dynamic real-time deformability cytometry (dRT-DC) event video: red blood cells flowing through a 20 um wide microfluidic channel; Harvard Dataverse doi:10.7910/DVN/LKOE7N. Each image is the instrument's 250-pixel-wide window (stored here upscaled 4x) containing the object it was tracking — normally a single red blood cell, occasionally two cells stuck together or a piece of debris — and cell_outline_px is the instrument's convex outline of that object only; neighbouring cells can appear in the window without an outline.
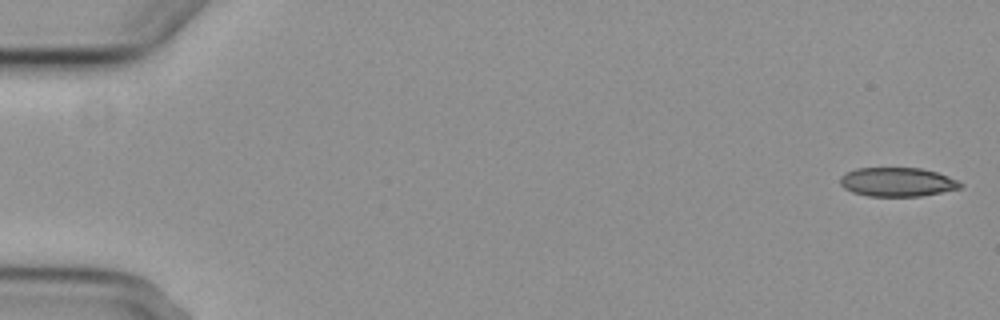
{"species": "common noctule bat (a hibernating species)", "species_latin": "Nyctalus noctula", "temperature_condition": "cold", "stored_images_in_passage": 10, "camera_frame_rate_fps": 3000, "um_per_image_px": 0.085, "animal": {"sex": "female", "body_mass_g": 29.2, "forearm_length_mm": 56.3}, "frame": {"image": 1, "passage_image": 1, "time_ms": 0.0, "image_size_px": [1000, 320], "cell_outline_px": [[964, 184], [960, 188], [920, 196], [868, 196], [852, 192], [844, 188], [840, 184], [840, 176], [856, 168], [920, 168], [936, 172], [960, 180]], "centroid_in_image_um": [76.28, 15.47], "position_along_channel_um": 8.7, "area_um2": 20.29}}
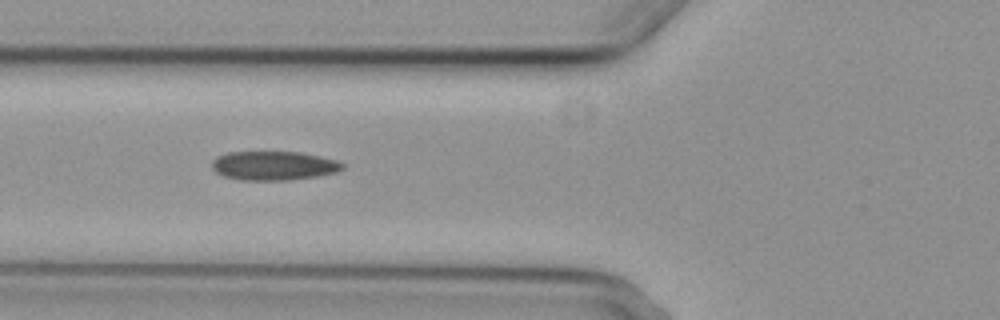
{"frame": {"image": 2, "passage_image": 6, "time_ms": 6.667, "image_size_px": [1000, 320], "cell_outline_px": [[344, 168], [336, 172], [320, 176], [288, 180], [240, 180], [224, 176], [216, 172], [212, 168], [212, 160], [216, 156], [228, 152], [300, 152], [320, 156], [336, 160], [344, 164]], "centroid_in_image_um": [23.26, 14.08], "position_along_channel_um": 102.5, "area_um2": 22.2}}
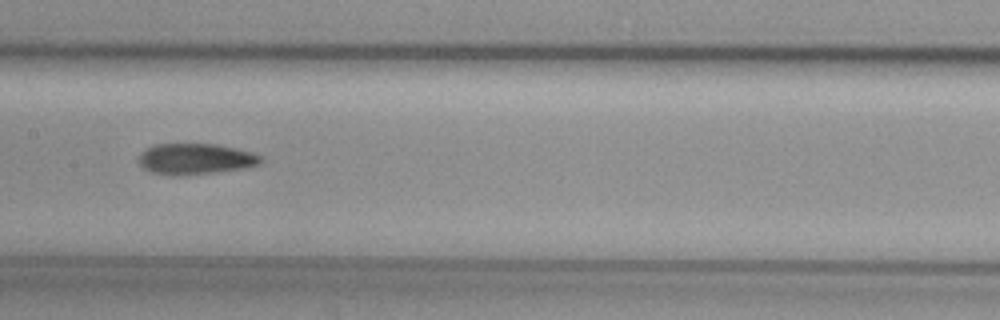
{"frame": {"image": 3, "passage_image": 8, "time_ms": 9.0, "image_size_px": [1000, 320], "cell_outline_px": [[264, 160], [260, 164], [248, 168], [216, 172], [176, 176], [172, 176], [148, 172], [136, 160], [140, 152], [144, 148], [156, 144], [216, 144], [236, 148], [252, 152], [264, 156]], "centroid_in_image_um": [16.61, 13.51], "position_along_channel_um": 190.8, "area_um2": 22.6}}